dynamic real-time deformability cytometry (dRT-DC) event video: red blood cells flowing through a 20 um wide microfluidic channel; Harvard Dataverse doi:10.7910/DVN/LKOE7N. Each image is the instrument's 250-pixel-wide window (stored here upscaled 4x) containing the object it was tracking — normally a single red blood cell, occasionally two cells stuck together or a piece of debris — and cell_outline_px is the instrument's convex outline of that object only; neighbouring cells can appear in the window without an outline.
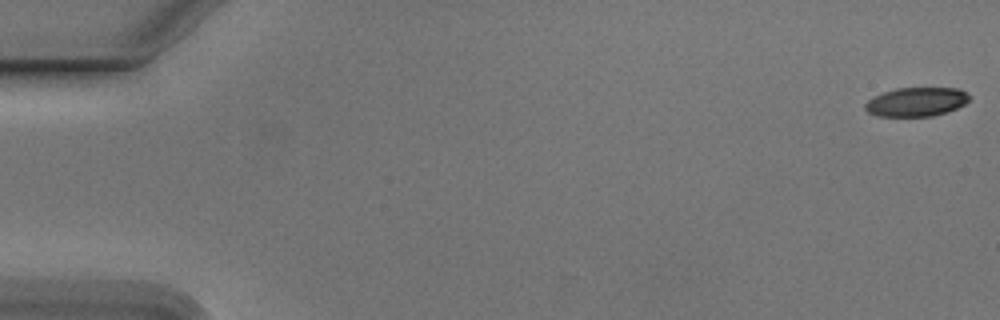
{"species": "Egyptian fruit bat (a non-hibernating species)", "species_latin": "Rousettus aegyptiacus", "temperature_condition": "cold", "stored_images_in_passage": 55, "camera_frame_rate_fps": 3000, "um_per_image_px": 0.085, "animal": {"sex": "male"}, "frame": {"image": 1, "passage_image": 1, "time_ms": 0.0, "image_size_px": [1000, 320], "cell_outline_px": [[972, 96], [964, 104], [956, 108], [932, 116], [876, 116], [868, 112], [864, 108], [864, 104], [872, 96], [896, 88], [960, 88]], "centroid_in_image_um": [77.87, 8.65], "position_along_channel_um": 7.1, "area_um2": 17.63}}
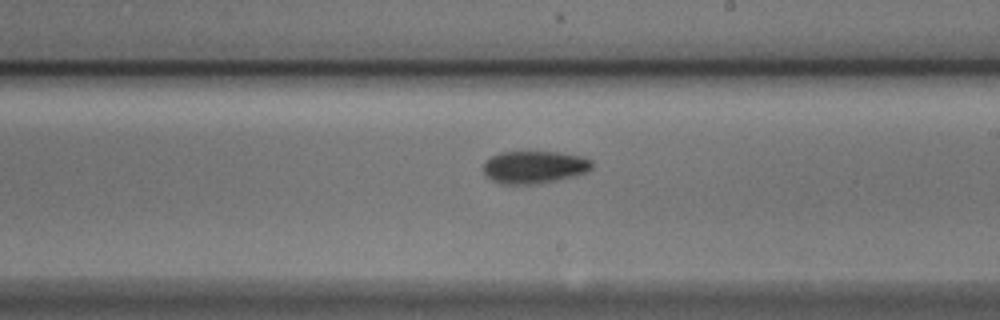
{"frame": {"image": 2, "passage_image": 32, "time_ms": 10.333, "image_size_px": [1000, 320], "cell_outline_px": [[592, 168], [584, 172], [572, 176], [556, 180], [536, 184], [504, 184], [492, 180], [484, 176], [484, 164], [492, 156], [500, 152], [560, 152], [580, 156], [592, 160]], "centroid_in_image_um": [45.4, 14.2], "position_along_channel_um": 243.6, "area_um2": 20.4}}
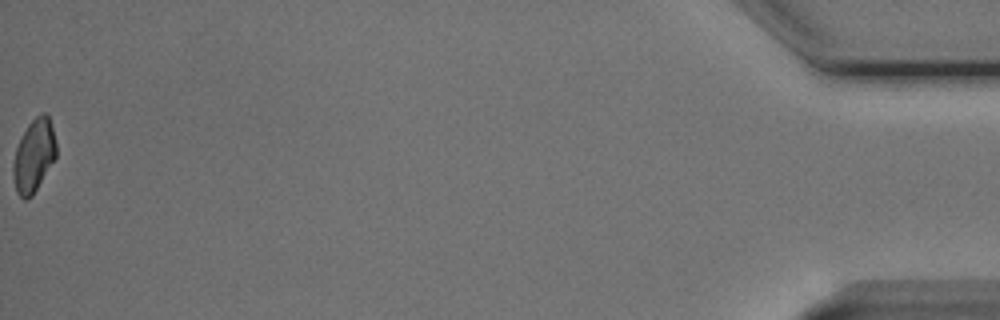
{"frame": {"image": 3, "passage_image": 55, "time_ms": 18.0, "image_size_px": [1000, 320], "cell_outline_px": [[56, 156], [32, 196], [24, 200], [16, 192], [12, 176], [12, 164], [16, 148], [28, 124], [40, 112], [44, 112], [48, 116], [52, 128], [56, 144]], "centroid_in_image_um": [2.85, 13.24], "position_along_channel_um": 432.3, "area_um2": 18.09}, "authors_computed_cell_mechanics": {"area_um2": 19.5942, "velocity_mm_per_s": 3.7824, "shape_relaxation_time_tau1_ms": 5.32, "shape_relaxation_time_tau2_ms": 11.0874, "deformation_change_tau1": 0.1199, "deformation_change_tau2": 0.177}}